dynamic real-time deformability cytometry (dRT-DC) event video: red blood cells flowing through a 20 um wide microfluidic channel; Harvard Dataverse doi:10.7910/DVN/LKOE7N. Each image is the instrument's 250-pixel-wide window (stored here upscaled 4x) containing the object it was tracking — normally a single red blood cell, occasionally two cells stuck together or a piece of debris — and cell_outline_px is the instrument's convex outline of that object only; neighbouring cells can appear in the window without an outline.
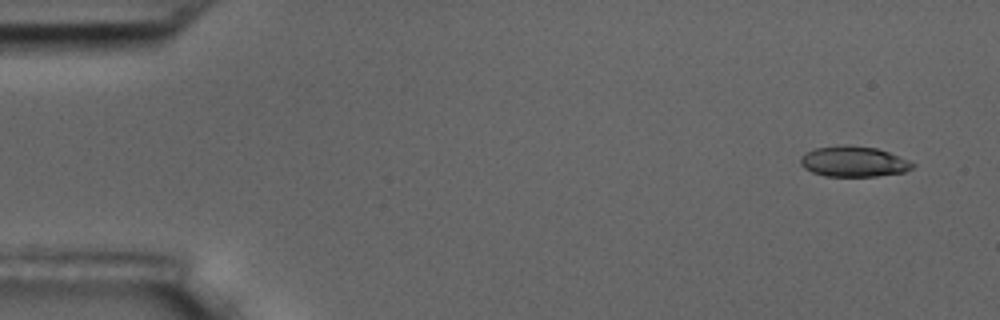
{"species": "common noctule bat (a hibernating species)", "species_latin": "Nyctalus noctula", "temperature_condition": "room temperature", "stored_images_in_passage": 6, "camera_frame_rate_fps": 3000, "um_per_image_px": 0.085, "animal": {"sex": "male", "body_mass_g": 17.5, "forearm_length_mm": 52.3}, "frame": {"image": 1, "passage_image": 1, "time_ms": 0.0, "image_size_px": [1000, 320], "cell_outline_px": [[916, 164], [912, 168], [904, 172], [876, 176], [824, 176], [812, 172], [804, 168], [800, 164], [800, 156], [804, 152], [816, 148], [844, 144], [848, 144], [876, 148], [888, 152], [908, 160]], "centroid_in_image_um": [72.52, 13.72], "position_along_channel_um": 12.5, "area_um2": 20.06}}
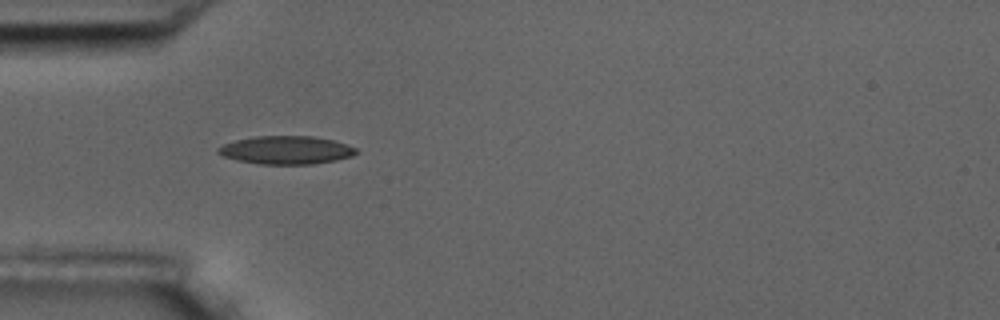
{"frame": {"image": 2, "passage_image": 5, "time_ms": 4.667, "image_size_px": [1000, 320], "cell_outline_px": [[360, 152], [352, 156], [336, 160], [312, 164], [260, 164], [236, 160], [224, 156], [216, 152], [216, 148], [224, 144], [236, 140], [252, 136], [312, 136], [332, 140], [356, 148]], "centroid_in_image_um": [24.31, 12.75], "position_along_channel_um": 60.7, "area_um2": 22.66}}